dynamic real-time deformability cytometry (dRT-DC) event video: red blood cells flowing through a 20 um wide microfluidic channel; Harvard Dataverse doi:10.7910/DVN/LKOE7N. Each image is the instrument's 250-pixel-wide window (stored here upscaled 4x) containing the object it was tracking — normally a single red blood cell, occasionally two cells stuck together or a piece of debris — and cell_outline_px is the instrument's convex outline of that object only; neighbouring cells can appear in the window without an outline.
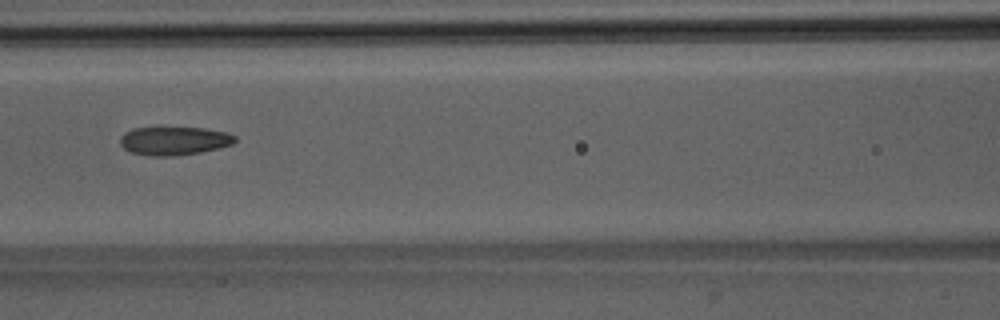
{"species": "Egyptian fruit bat (a non-hibernating species)", "species_latin": "Rousettus aegyptiacus", "temperature_condition": "room temperature", "stored_images_in_passage": 7, "camera_frame_rate_fps": 3000, "um_per_image_px": 0.085, "animal": {"sex": "male"}, "frame": {"image": 1, "passage_image": 7, "time_ms": 7.667, "image_size_px": [1000, 320], "cell_outline_px": [[236, 140], [232, 144], [220, 148], [200, 152], [176, 156], [148, 156], [132, 152], [124, 148], [120, 144], [120, 136], [124, 132], [132, 128], [160, 124], [204, 128], [228, 132], [236, 136]], "centroid_in_image_um": [14.77, 11.91], "position_along_channel_um": 151.8, "area_um2": 20.17}}